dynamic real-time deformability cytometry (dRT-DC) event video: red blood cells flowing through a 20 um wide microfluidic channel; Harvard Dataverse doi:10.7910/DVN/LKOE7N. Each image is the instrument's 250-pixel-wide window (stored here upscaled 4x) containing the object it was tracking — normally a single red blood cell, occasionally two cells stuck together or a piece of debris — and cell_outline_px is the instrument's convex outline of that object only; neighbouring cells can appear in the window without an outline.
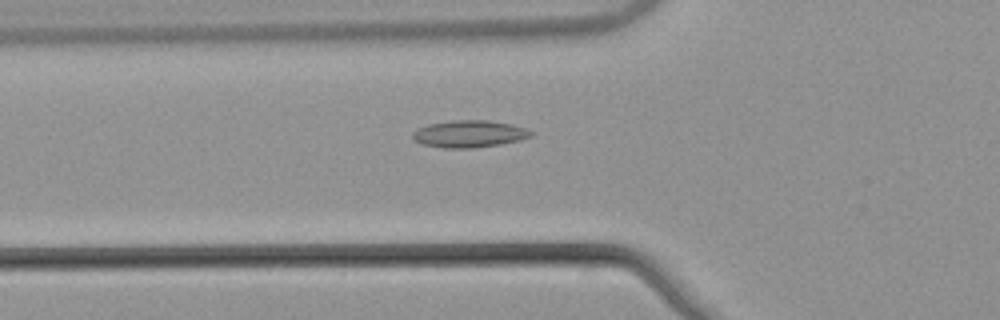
{"species": "common noctule bat (a hibernating species)", "species_latin": "Nyctalus noctula", "temperature_condition": "warm", "stored_images_in_passage": 35, "camera_frame_rate_fps": 3000, "um_per_image_px": 0.085, "animal": {"sex": "male", "body_mass_g": 21.5, "forearm_length_mm": 52.0}, "frame": {"image": 1, "passage_image": 5, "time_ms": 1.333, "image_size_px": [1000, 320], "cell_outline_px": [[532, 136], [520, 140], [500, 144], [472, 148], [444, 148], [424, 144], [416, 140], [412, 136], [412, 132], [428, 124], [452, 120], [488, 120], [512, 124], [528, 128], [532, 132]], "centroid_in_image_um": [39.93, 11.37], "position_along_channel_um": 85.9, "area_um2": 18.61}}
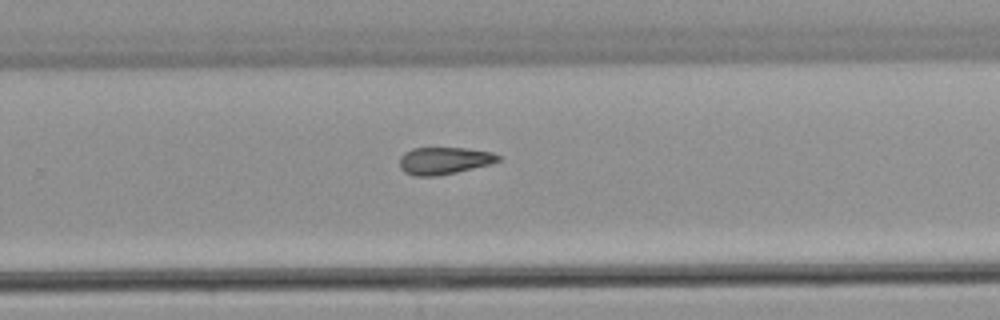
{"frame": {"image": 2, "passage_image": 21, "time_ms": 6.667, "image_size_px": [1000, 320], "cell_outline_px": [[500, 160], [488, 164], [456, 172], [436, 176], [416, 176], [404, 172], [400, 168], [400, 156], [404, 152], [412, 148], [464, 148], [492, 152], [500, 156]], "centroid_in_image_um": [37.7, 13.65], "position_along_channel_um": 292.1, "area_um2": 15.49}}
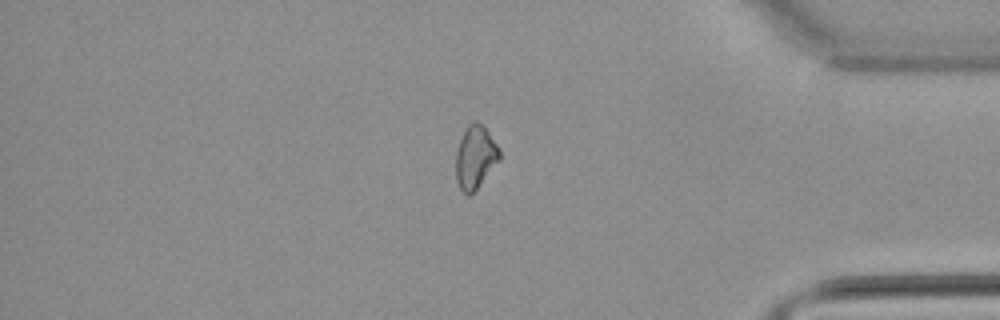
{"frame": {"image": 3, "passage_image": 31, "time_ms": 10.0, "image_size_px": [1000, 320], "cell_outline_px": [[500, 160], [476, 188], [468, 196], [460, 188], [456, 180], [456, 152], [460, 140], [468, 124], [472, 120], [476, 120], [488, 132], [500, 148]], "centroid_in_image_um": [40.4, 13.34], "position_along_channel_um": 394.8, "area_um2": 15.78}, "authors_computed_cell_mechanics": {"area_um2": 16.1262, "velocity_mm_per_s": 3.863, "shape_relaxation_time_tau1_ms": null, "shape_relaxation_time_tau2_ms": 7.9638, "deformation_change_tau1": null, "deformation_change_tau2": 0.1574}}